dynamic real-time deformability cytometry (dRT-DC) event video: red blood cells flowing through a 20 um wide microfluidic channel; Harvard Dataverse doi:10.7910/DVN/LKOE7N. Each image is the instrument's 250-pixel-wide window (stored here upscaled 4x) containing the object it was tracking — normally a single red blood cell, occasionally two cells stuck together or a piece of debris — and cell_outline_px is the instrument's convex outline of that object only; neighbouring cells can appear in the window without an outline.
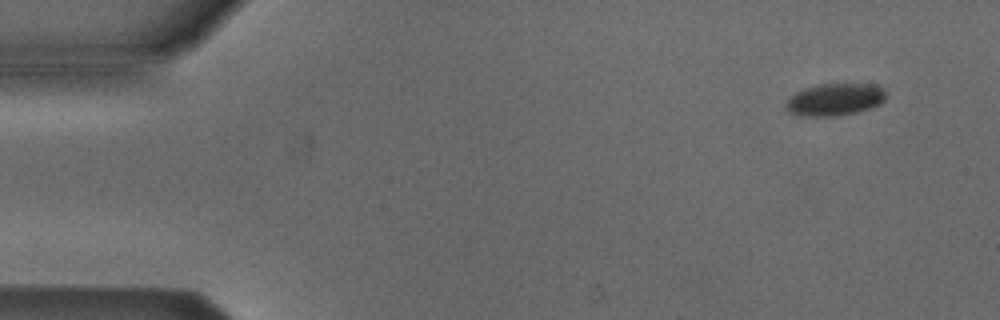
{"species": "Egyptian fruit bat (a non-hibernating species)", "species_latin": "Rousettus aegyptiacus", "temperature_condition": "cold", "stored_images_in_passage": 4, "camera_frame_rate_fps": 3000, "um_per_image_px": 0.085, "animal": {"sex": "male"}, "frame": {"image": 1, "passage_image": 1, "time_ms": 0.0, "image_size_px": [1000, 320], "cell_outline_px": [[884, 100], [880, 104], [872, 108], [856, 112], [836, 116], [800, 116], [788, 112], [784, 108], [784, 104], [796, 92], [804, 88], [820, 84], [872, 84], [884, 88]], "centroid_in_image_um": [70.94, 8.47], "position_along_channel_um": 14.1, "area_um2": 18.84}}